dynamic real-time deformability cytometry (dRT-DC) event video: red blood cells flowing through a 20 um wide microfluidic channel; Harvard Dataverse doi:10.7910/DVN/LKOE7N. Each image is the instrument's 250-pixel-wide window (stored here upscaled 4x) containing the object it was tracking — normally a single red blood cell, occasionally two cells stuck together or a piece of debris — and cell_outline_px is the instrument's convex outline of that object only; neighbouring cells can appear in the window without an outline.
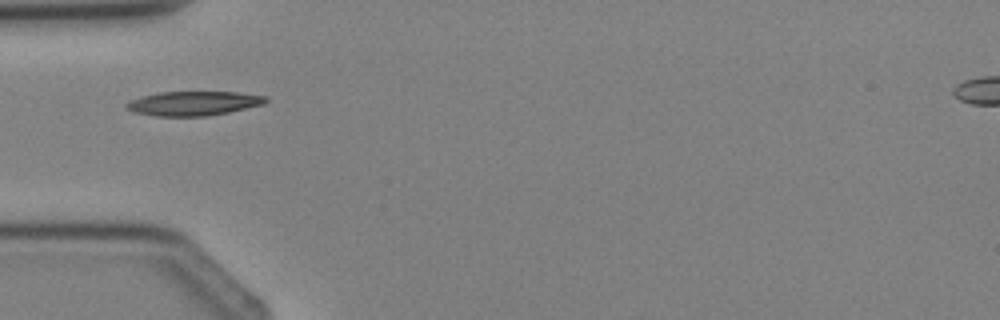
{"species": "Egyptian fruit bat (a non-hibernating species)", "species_latin": "Rousettus aegyptiacus", "temperature_condition": "cold", "stored_images_in_passage": 1, "camera_frame_rate_fps": 3000, "um_per_image_px": 0.085, "animal": {"sex": "female"}, "frame": {"image": 1, "passage_image": 1, "time_ms": 0.0, "image_size_px": [1000, 320], "cell_outline_px": [[268, 100], [264, 104], [228, 112], [204, 116], [156, 116], [132, 112], [124, 108], [124, 104], [132, 100], [144, 96], [160, 92], [236, 92], [268, 96]], "centroid_in_image_um": [16.44, 8.79], "position_along_channel_um": 68.6, "area_um2": 19.65}}